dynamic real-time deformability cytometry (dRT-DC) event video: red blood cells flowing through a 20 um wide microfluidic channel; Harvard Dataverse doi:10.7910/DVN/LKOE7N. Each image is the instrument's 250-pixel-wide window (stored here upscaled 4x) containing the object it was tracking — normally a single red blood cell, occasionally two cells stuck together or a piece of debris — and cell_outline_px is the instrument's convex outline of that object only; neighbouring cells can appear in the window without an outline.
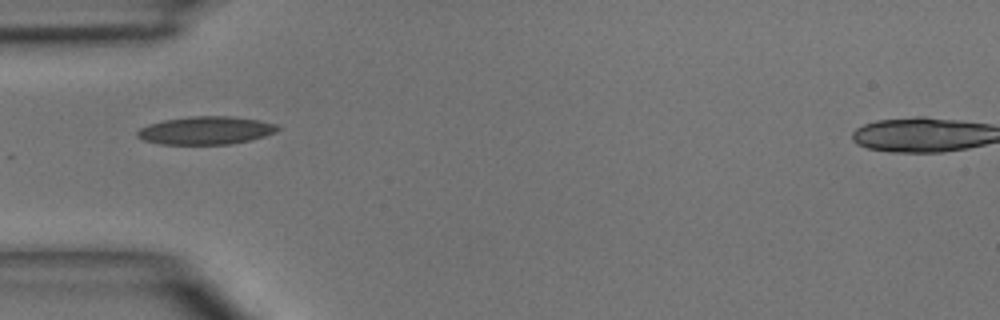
{"species": "common noctule bat (a hibernating species)", "species_latin": "Nyctalus noctula", "temperature_condition": "room temperature", "stored_images_in_passage": 4, "camera_frame_rate_fps": 3000, "um_per_image_px": 0.085, "animal": {"sex": "male", "body_mass_g": 15.6}, "frame": {"image": 1, "passage_image": 3, "time_ms": 3.333, "image_size_px": [1000, 320], "cell_outline_px": [[280, 128], [276, 132], [252, 140], [228, 144], [160, 144], [144, 140], [136, 136], [136, 132], [140, 128], [148, 124], [164, 120], [192, 116], [232, 116], [260, 120], [276, 124]], "centroid_in_image_um": [17.5, 11.08], "position_along_channel_um": 67.5, "area_um2": 22.95}}
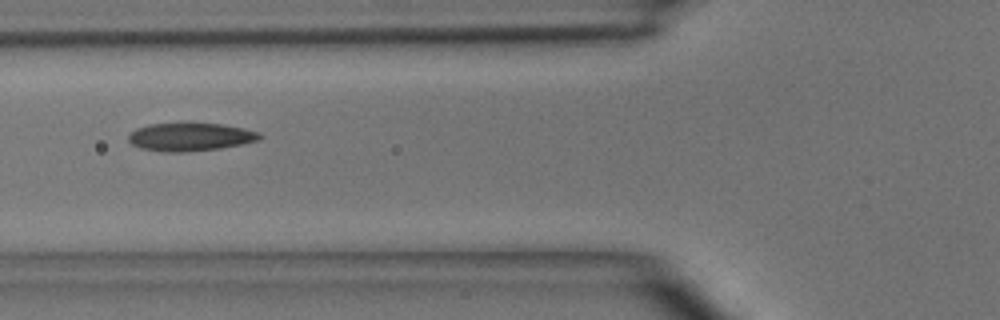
{"frame": {"image": 2, "passage_image": 4, "time_ms": 4.333, "image_size_px": [1000, 320], "cell_outline_px": [[264, 136], [260, 140], [220, 148], [184, 152], [168, 152], [140, 148], [132, 144], [128, 140], [128, 132], [136, 128], [148, 124], [224, 124], [244, 128], [260, 132]], "centroid_in_image_um": [16.18, 11.64], "position_along_channel_um": 109.6, "area_um2": 21.44}}